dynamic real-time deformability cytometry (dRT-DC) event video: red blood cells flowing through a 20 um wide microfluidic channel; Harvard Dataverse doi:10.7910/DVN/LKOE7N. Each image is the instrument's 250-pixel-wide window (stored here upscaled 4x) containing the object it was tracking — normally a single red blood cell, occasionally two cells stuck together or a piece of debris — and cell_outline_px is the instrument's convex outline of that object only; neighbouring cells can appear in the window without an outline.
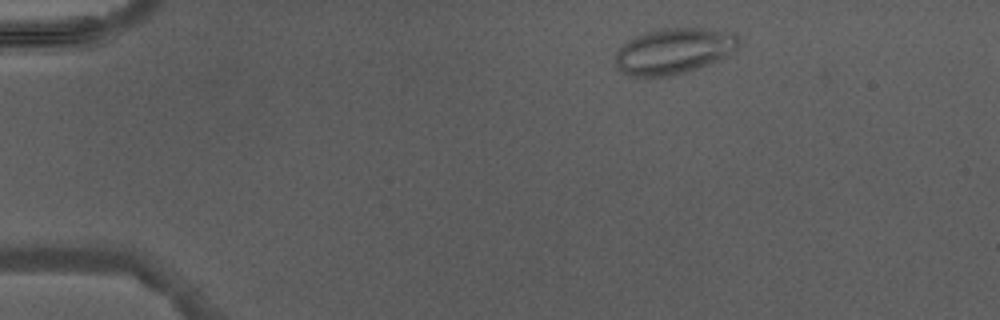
{"species": "Egyptian fruit bat (a non-hibernating species)", "species_latin": "Rousettus aegyptiacus", "temperature_condition": "warm", "stored_images_in_passage": 3, "camera_frame_rate_fps": 3000, "um_per_image_px": 0.085, "animal": {"sex": "male"}, "frame": {"image": 1, "passage_image": 1, "time_ms": 0.0, "image_size_px": [1000, 320], "cell_outline_px": [[736, 48], [728, 56], [720, 60], [676, 76], [628, 76], [616, 64], [616, 52], [628, 40], [644, 32], [660, 28], [700, 28], [736, 32]], "centroid_in_image_um": [57.28, 4.34], "position_along_channel_um": 27.7, "area_um2": 32.89}}